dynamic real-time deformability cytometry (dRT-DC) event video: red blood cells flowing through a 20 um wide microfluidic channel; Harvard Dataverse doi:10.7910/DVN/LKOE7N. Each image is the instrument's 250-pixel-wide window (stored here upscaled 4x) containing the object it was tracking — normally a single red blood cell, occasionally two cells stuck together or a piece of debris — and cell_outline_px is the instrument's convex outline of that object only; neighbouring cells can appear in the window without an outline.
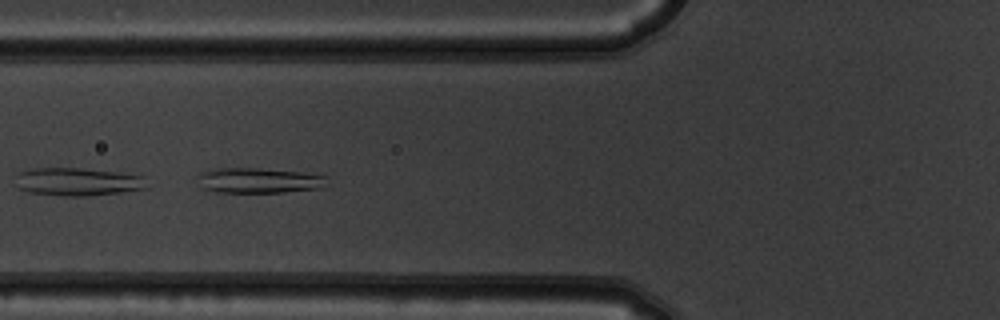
{"species": "common noctule bat (a hibernating species)", "species_latin": "Nyctalus noctula", "temperature_condition": "warm", "stored_images_in_passage": 9, "camera_frame_rate_fps": 3000, "um_per_image_px": 0.085, "animal": {"sex": "male", "body_mass_g": 19.5, "forearm_length_mm": 54.6}, "frame": {"image": 1, "passage_image": 6, "time_ms": 1.667, "image_size_px": [1000, 320], "cell_outline_px": [[328, 176], [320, 188], [284, 192], [216, 192], [204, 188], [196, 176], [200, 172], [212, 168], [260, 168], [324, 172]], "centroid_in_image_um": [22.09, 15.3], "position_along_channel_um": 103.7, "area_um2": 19.59}}
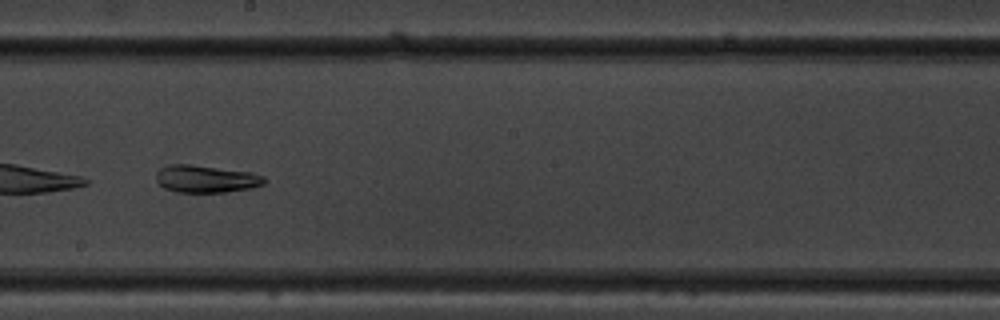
{"frame": {"image": 2, "passage_image": 9, "time_ms": 2.667, "image_size_px": [1000, 320], "cell_outline_px": [[264, 184], [252, 188], [224, 192], [176, 192], [164, 188], [156, 180], [156, 172], [160, 168], [168, 164], [192, 164], [252, 172], [264, 176]], "centroid_in_image_um": [17.49, 15.19], "position_along_channel_um": 230.7, "area_um2": 17.4}}